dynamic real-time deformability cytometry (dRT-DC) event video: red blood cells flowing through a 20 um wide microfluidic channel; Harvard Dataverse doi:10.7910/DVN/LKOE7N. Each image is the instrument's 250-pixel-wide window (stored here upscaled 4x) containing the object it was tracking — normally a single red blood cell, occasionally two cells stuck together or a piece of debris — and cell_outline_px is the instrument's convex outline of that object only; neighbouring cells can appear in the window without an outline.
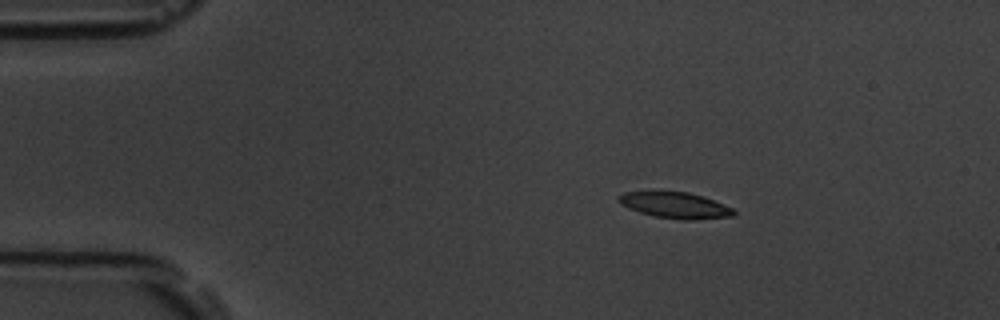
{"species": "common noctule bat (a hibernating species)", "species_latin": "Nyctalus noctula", "temperature_condition": "room temperature", "stored_images_in_passage": 18, "camera_frame_rate_fps": 3000, "um_per_image_px": 0.085, "animal": {"sex": "male", "body_mass_g": 19.5, "forearm_length_mm": 54.6}, "frame": {"image": 1, "passage_image": 1, "time_ms": 0.0, "image_size_px": [1000, 320], "cell_outline_px": [[736, 212], [732, 216], [692, 220], [684, 220], [656, 216], [640, 212], [628, 208], [620, 204], [616, 200], [616, 196], [624, 192], [688, 192], [712, 200], [732, 208]], "centroid_in_image_um": [57.33, 17.45], "position_along_channel_um": 27.7, "area_um2": 17.17}}
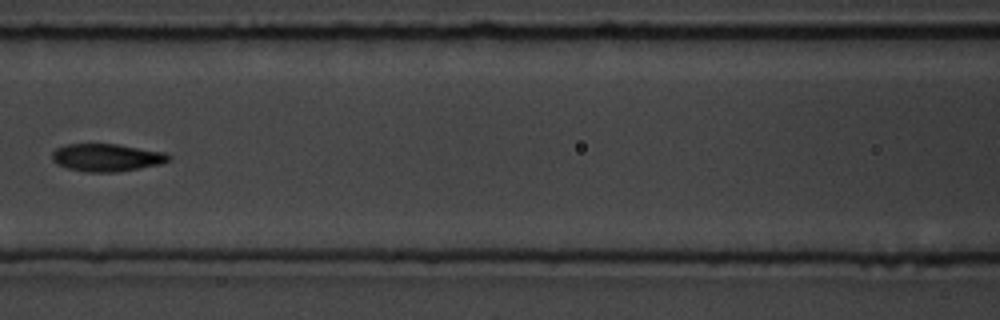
{"frame": {"image": 2, "passage_image": 15, "time_ms": 4.667, "image_size_px": [1000, 320], "cell_outline_px": [[172, 156], [168, 160], [160, 164], [140, 168], [116, 172], [88, 172], [68, 168], [56, 164], [52, 160], [52, 152], [56, 148], [64, 144], [116, 144], [164, 152]], "centroid_in_image_um": [9.04, 13.39], "position_along_channel_um": 157.6, "area_um2": 18.73}}
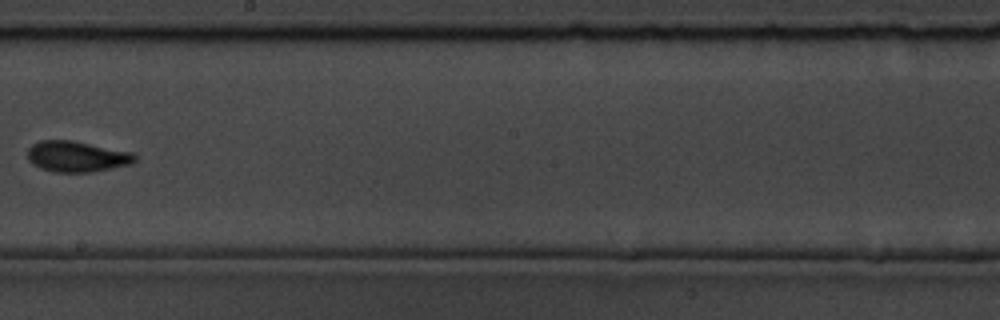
{"frame": {"image": 3, "passage_image": 17, "time_ms": 5.333, "image_size_px": [1000, 320], "cell_outline_px": [[136, 160], [132, 164], [92, 172], [56, 172], [40, 168], [32, 164], [28, 160], [28, 148], [32, 144], [40, 140], [72, 140], [132, 152], [136, 156]], "centroid_in_image_um": [6.52, 13.3], "position_along_channel_um": 241.7, "area_um2": 19.36}}